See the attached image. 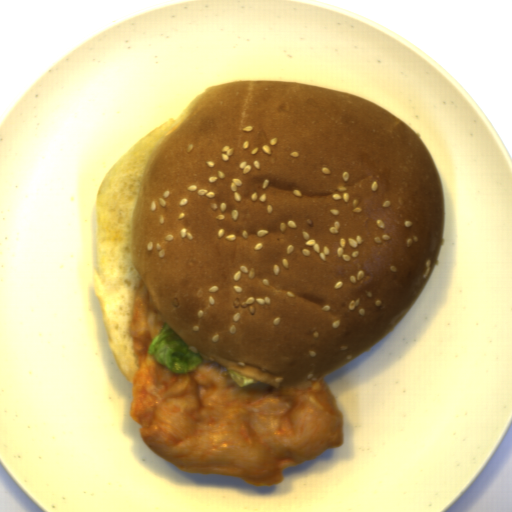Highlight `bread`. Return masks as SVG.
I'll list each match as a JSON object with an SVG mask.
<instances>
[{
	"label": "bread",
	"mask_w": 512,
	"mask_h": 512,
	"mask_svg": "<svg viewBox=\"0 0 512 512\" xmlns=\"http://www.w3.org/2000/svg\"><path fill=\"white\" fill-rule=\"evenodd\" d=\"M446 201L414 129L288 80L206 87L131 145L95 203L96 296L132 385L142 281L203 363L283 394L362 356L434 274Z\"/></svg>",
	"instance_id": "obj_1"
}]
</instances>
